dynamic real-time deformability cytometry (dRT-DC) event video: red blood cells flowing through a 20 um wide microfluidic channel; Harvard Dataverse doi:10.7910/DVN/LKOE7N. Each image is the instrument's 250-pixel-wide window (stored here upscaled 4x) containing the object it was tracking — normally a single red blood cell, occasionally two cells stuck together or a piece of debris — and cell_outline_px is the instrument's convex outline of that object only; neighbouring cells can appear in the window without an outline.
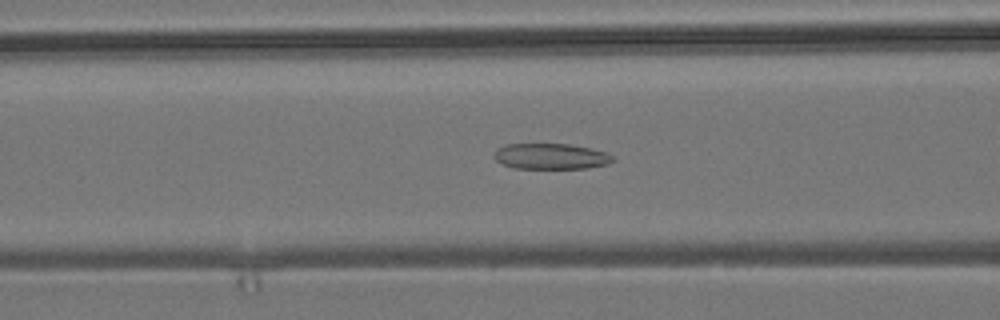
{"species": "common noctule bat (a hibernating species)", "species_latin": "Nyctalus noctula", "temperature_condition": "room temperature", "stored_images_in_passage": 50, "camera_frame_rate_fps": 3000, "um_per_image_px": 0.085, "animal": {"sex": "male", "body_mass_g": 19.2, "forearm_length_mm": 51.8}, "frame": {"image": 1, "passage_image": 18, "time_ms": 5.667, "image_size_px": [1000, 320], "cell_outline_px": [[612, 160], [608, 164], [588, 168], [512, 168], [496, 160], [492, 156], [496, 148], [508, 144], [568, 144], [588, 148], [604, 152], [612, 156]], "centroid_in_image_um": [46.76, 13.29], "position_along_channel_um": 119.8, "area_um2": 17.63}}
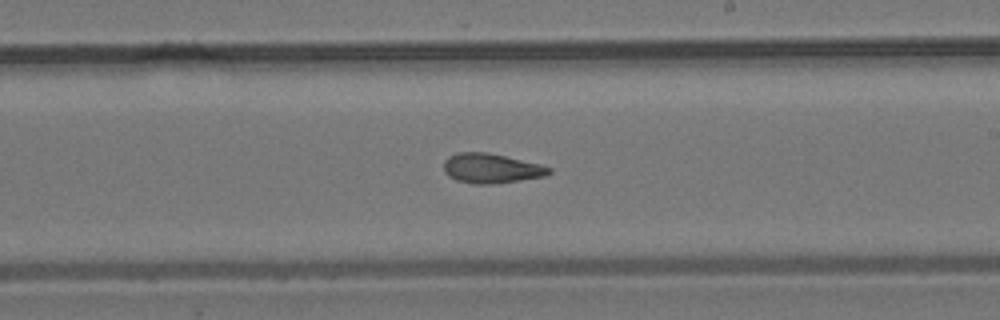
{"frame": {"image": 2, "passage_image": 28, "time_ms": 9.0, "image_size_px": [1000, 320], "cell_outline_px": [[552, 172], [544, 176], [492, 184], [472, 184], [456, 180], [448, 176], [444, 172], [444, 160], [448, 156], [456, 152], [488, 152], [540, 164], [552, 168]], "centroid_in_image_um": [41.71, 14.3], "position_along_channel_um": 247.3, "area_um2": 18.26}}
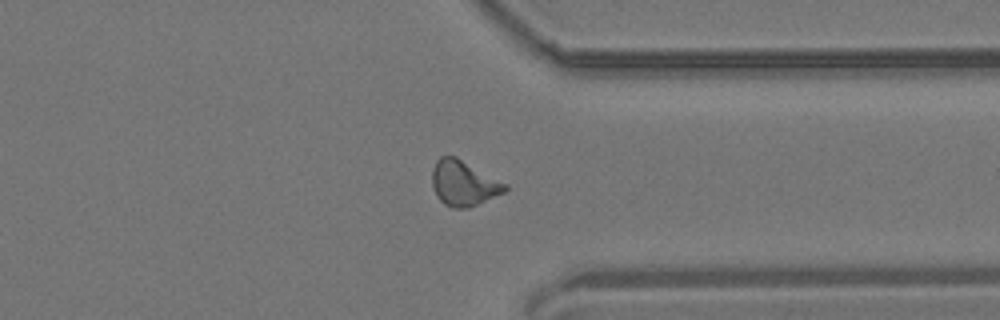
{"frame": {"image": 3, "passage_image": 38, "time_ms": 12.333, "image_size_px": [1000, 320], "cell_outline_px": [[508, 188], [504, 192], [468, 208], [452, 208], [444, 204], [436, 196], [432, 188], [432, 168], [436, 160], [440, 156], [456, 156], [508, 184]], "centroid_in_image_um": [39.38, 15.56], "position_along_channel_um": 372.0, "area_um2": 19.36}, "authors_computed_cell_mechanics": {"area_um2": 18.2937, "velocity_mm_per_s": 3.8271, "shape_relaxation_time_tau1_ms": null, "shape_relaxation_time_tau2_ms": 2.717, "deformation_change_tau1": null, "deformation_change_tau2": 0.0995}}